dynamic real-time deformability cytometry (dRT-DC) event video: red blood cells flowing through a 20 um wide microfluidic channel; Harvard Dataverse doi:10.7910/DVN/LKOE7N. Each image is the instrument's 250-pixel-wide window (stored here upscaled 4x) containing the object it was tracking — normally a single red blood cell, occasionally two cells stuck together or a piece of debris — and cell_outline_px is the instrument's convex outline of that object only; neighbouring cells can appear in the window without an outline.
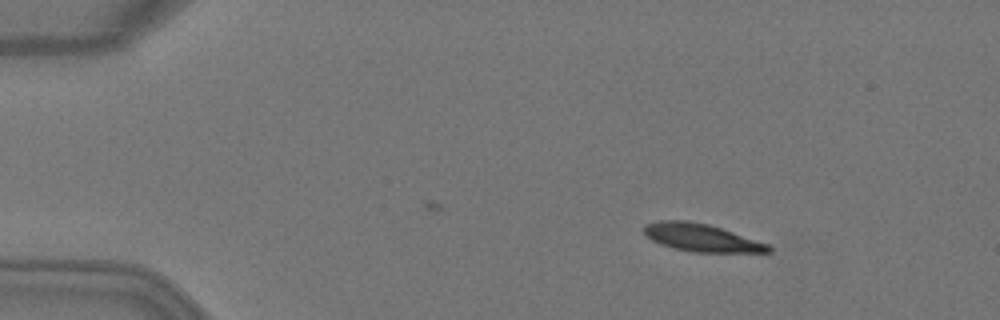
{"species": "Egyptian fruit bat (a non-hibernating species)", "species_latin": "Rousettus aegyptiacus", "temperature_condition": "warm", "stored_images_in_passage": 5, "camera_frame_rate_fps": 3000, "um_per_image_px": 0.085, "animal": {"sex": "female"}, "frame": {"image": 1, "passage_image": 3, "time_ms": 0.667, "image_size_px": [1000, 320], "cell_outline_px": [[772, 252], [692, 252], [672, 248], [660, 244], [652, 240], [644, 232], [644, 224], [660, 220], [688, 220], [708, 224], [768, 244], [772, 248]], "centroid_in_image_um": [59.58, 20.2], "position_along_channel_um": 25.4, "area_um2": 19.94}}